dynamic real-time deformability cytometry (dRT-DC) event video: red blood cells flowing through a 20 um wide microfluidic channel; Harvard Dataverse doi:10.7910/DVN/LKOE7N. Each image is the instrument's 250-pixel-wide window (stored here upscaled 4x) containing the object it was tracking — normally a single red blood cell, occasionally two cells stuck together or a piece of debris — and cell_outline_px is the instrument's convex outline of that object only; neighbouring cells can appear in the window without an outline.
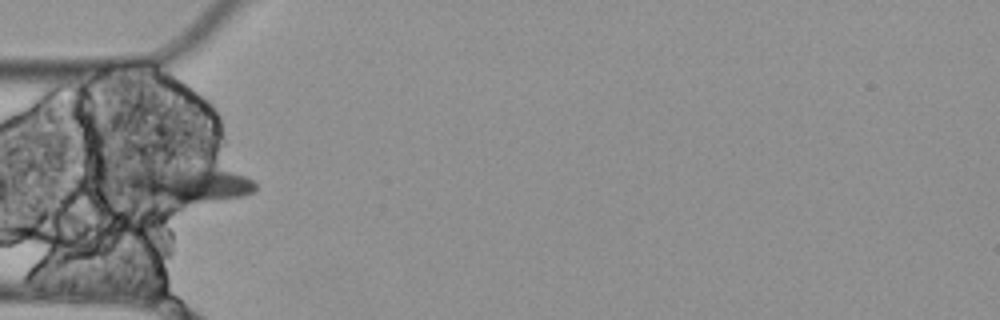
{"species": "Egyptian fruit bat (a non-hibernating species)", "species_latin": "Rousettus aegyptiacus", "temperature_condition": "cold", "stored_images_in_passage": 10, "camera_frame_rate_fps": 3000, "um_per_image_px": 0.085, "animal": {"sex": "female"}, "frame": {"image": 1, "passage_image": 5, "time_ms": 1.333, "image_size_px": [1000, 320], "cell_outline_px": [[256, 188], [252, 192], [240, 196], [176, 208], [128, 188], [128, 176], [136, 172], [180, 168], [208, 168], [232, 172], [244, 176], [252, 180], [256, 184]], "centroid_in_image_um": [16.15, 15.77], "position_along_channel_um": 68.8, "area_um2": 26.18}}
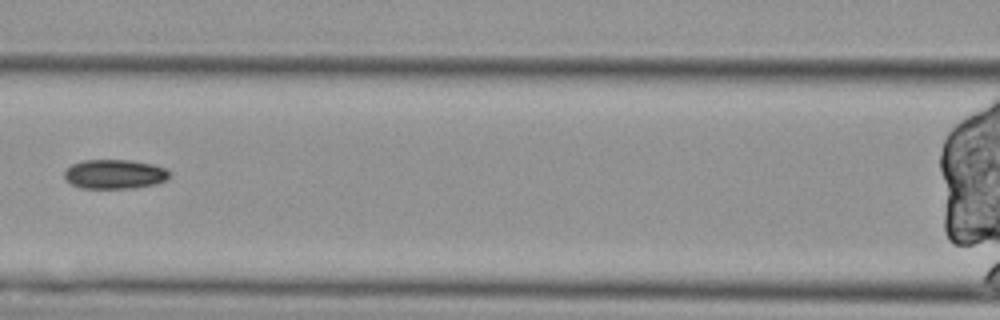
{"frame": {"image": 2, "passage_image": 7, "time_ms": 2.0, "image_size_px": [1000, 320], "cell_outline_px": [[168, 176], [164, 180], [152, 184], [132, 188], [80, 188], [72, 184], [64, 176], [64, 172], [72, 164], [84, 160], [132, 160], [152, 164], [168, 168]], "centroid_in_image_um": [9.73, 14.79], "position_along_channel_um": 156.9, "area_um2": 17.74}}
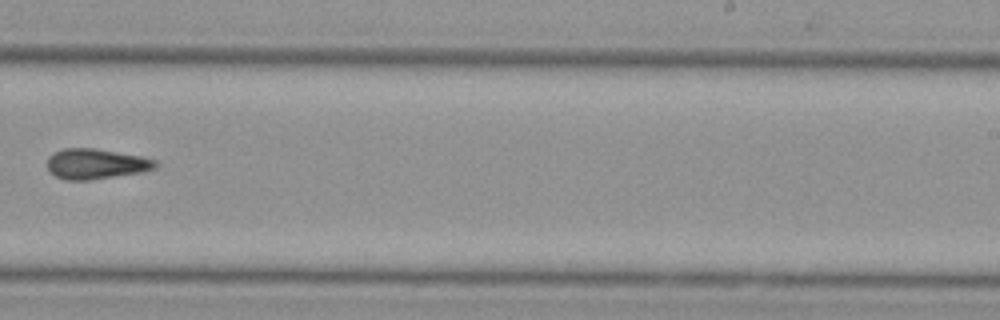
{"frame": {"image": 3, "passage_image": 10, "time_ms": 3.0, "image_size_px": [1000, 320], "cell_outline_px": [[160, 164], [156, 168], [144, 172], [88, 180], [64, 180], [48, 172], [48, 156], [64, 148], [96, 148], [140, 156], [156, 160]], "centroid_in_image_um": [8.18, 13.93], "position_along_channel_um": 280.8, "area_um2": 19.25}}